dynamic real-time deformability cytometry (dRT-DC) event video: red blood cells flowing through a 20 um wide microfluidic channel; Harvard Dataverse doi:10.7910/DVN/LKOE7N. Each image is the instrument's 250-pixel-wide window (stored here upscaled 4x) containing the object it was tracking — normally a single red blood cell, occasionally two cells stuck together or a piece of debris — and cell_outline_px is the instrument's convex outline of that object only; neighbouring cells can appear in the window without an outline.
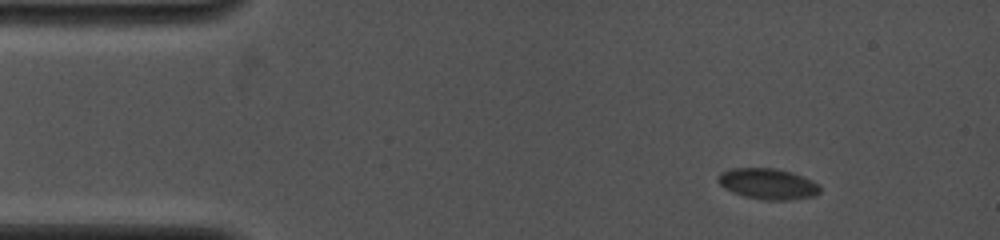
{"species": "common noctule bat (a hibernating species)", "species_latin": "Nyctalus noctula", "temperature_condition": "cold", "stored_images_in_passage": 6, "camera_frame_rate_fps": 4000, "um_per_image_px": 0.085, "animal": {"sex": "female", "body_mass_g": 19.0, "forearm_length_mm": 53.3}, "frame": {"image": 1, "passage_image": 1, "time_ms": 0.0, "image_size_px": [1000, 240], "cell_outline_px": [[820, 192], [816, 196], [788, 200], [764, 200], [744, 196], [732, 192], [724, 188], [720, 184], [720, 172], [732, 168], [776, 168], [792, 172], [812, 180], [820, 184]], "centroid_in_image_um": [65.32, 15.63], "position_along_channel_um": 19.7, "area_um2": 18.38}}
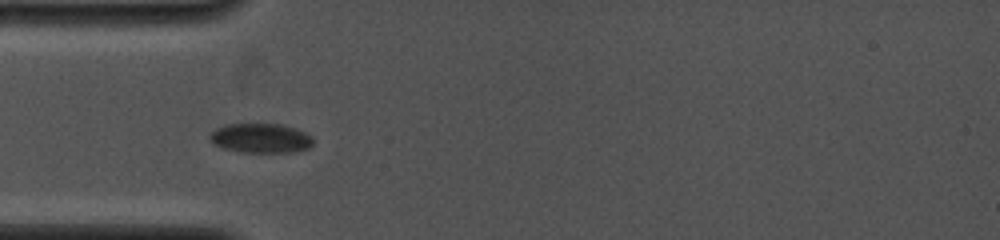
{"frame": {"image": 2, "passage_image": 5, "time_ms": 3.25, "image_size_px": [1000, 240], "cell_outline_px": [[312, 144], [308, 148], [292, 152], [244, 152], [224, 148], [216, 144], [208, 136], [216, 128], [224, 124], [284, 124], [304, 132], [312, 136]], "centroid_in_image_um": [22.17, 11.73], "position_along_channel_um": 62.8, "area_um2": 17.57}}